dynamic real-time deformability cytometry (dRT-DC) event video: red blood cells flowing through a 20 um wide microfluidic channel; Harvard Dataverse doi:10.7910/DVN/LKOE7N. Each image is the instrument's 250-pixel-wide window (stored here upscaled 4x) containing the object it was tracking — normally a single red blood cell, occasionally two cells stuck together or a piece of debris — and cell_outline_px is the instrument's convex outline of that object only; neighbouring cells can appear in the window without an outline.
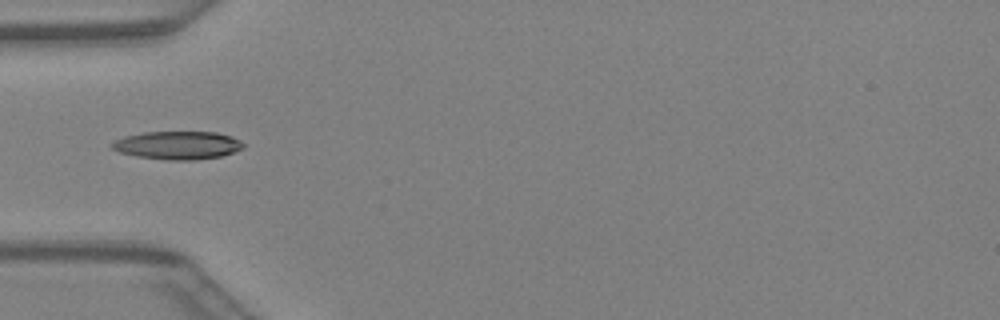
{"species": "Egyptian fruit bat (a non-hibernating species)", "species_latin": "Rousettus aegyptiacus", "temperature_condition": "warm", "stored_images_in_passage": 25, "camera_frame_rate_fps": 3000, "um_per_image_px": 0.085, "animal": {"sex": "female"}, "frame": {"image": 1, "passage_image": 1, "time_ms": 0.0, "image_size_px": [1000, 320], "cell_outline_px": [[244, 148], [220, 156], [196, 160], [168, 160], [136, 156], [120, 152], [112, 148], [112, 144], [116, 140], [124, 136], [144, 132], [216, 132], [232, 136], [240, 140], [244, 144]], "centroid_in_image_um": [15.12, 12.34], "position_along_channel_um": 69.9, "area_um2": 21.44}}
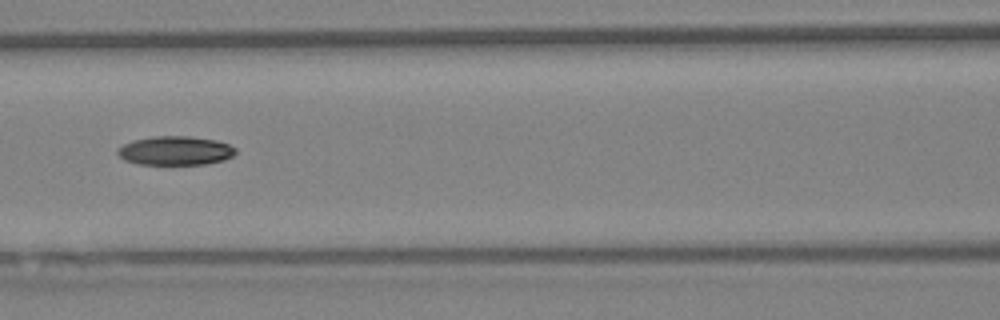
{"frame": {"image": 2, "passage_image": 6, "time_ms": 1.667, "image_size_px": [1000, 320], "cell_outline_px": [[236, 152], [232, 156], [224, 160], [208, 164], [136, 164], [124, 160], [116, 152], [124, 144], [132, 140], [152, 136], [188, 136], [216, 140], [228, 144], [236, 148]], "centroid_in_image_um": [14.91, 12.8], "position_along_channel_um": 151.7, "area_um2": 19.94}}
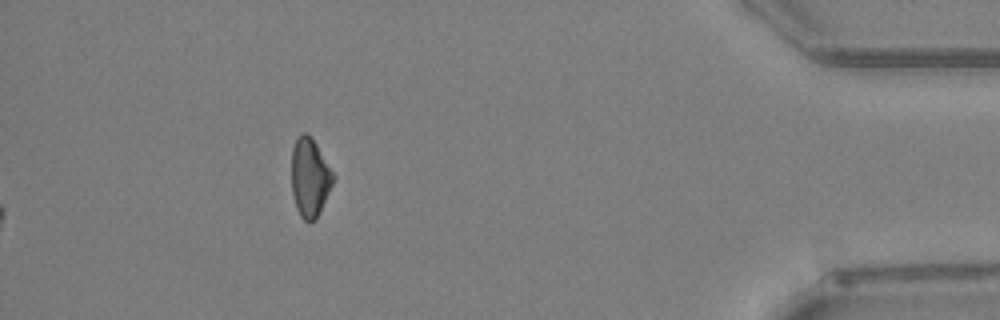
{"frame": {"image": 3, "passage_image": 25, "time_ms": 8.0, "image_size_px": [1000, 320], "cell_outline_px": [[336, 176], [316, 220], [304, 220], [300, 216], [296, 208], [292, 192], [292, 148], [296, 136], [300, 132], [308, 132], [316, 144]], "centroid_in_image_um": [26.33, 15.04], "position_along_channel_um": 408.9, "area_um2": 19.19}}